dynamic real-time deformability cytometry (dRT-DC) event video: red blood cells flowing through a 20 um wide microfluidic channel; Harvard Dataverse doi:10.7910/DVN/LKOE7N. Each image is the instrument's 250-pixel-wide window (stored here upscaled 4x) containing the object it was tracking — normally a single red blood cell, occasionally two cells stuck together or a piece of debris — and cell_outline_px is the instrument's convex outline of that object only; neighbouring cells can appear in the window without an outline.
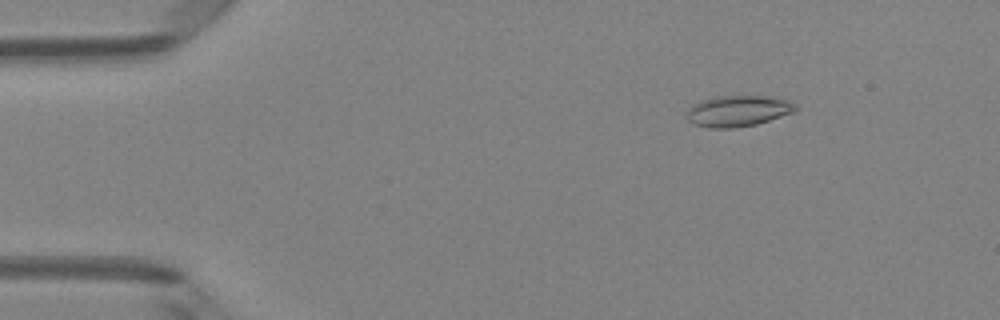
{"species": "Egyptian fruit bat (a non-hibernating species)", "species_latin": "Rousettus aegyptiacus", "temperature_condition": "room temperature", "stored_images_in_passage": 4, "camera_frame_rate_fps": 3000, "um_per_image_px": 0.085, "animal": {"sex": "female"}, "frame": {"image": 1, "passage_image": 2, "time_ms": 0.333, "image_size_px": [1000, 320], "cell_outline_px": [[796, 112], [756, 124], [732, 128], [708, 128], [692, 124], [684, 116], [692, 104], [700, 100], [716, 96], [768, 96], [788, 100], [796, 104]], "centroid_in_image_um": [62.69, 9.43], "position_along_channel_um": 22.3, "area_um2": 19.94}}